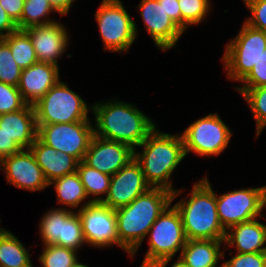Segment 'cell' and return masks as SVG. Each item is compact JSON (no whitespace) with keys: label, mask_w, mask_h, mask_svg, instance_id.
I'll return each mask as SVG.
<instances>
[{"label":"cell","mask_w":266,"mask_h":267,"mask_svg":"<svg viewBox=\"0 0 266 267\" xmlns=\"http://www.w3.org/2000/svg\"><path fill=\"white\" fill-rule=\"evenodd\" d=\"M222 240H187L177 257L186 267H222L218 260L224 257L221 251Z\"/></svg>","instance_id":"cell-22"},{"label":"cell","mask_w":266,"mask_h":267,"mask_svg":"<svg viewBox=\"0 0 266 267\" xmlns=\"http://www.w3.org/2000/svg\"><path fill=\"white\" fill-rule=\"evenodd\" d=\"M104 49L127 52L137 35L136 23L125 10L121 0H102L95 13Z\"/></svg>","instance_id":"cell-8"},{"label":"cell","mask_w":266,"mask_h":267,"mask_svg":"<svg viewBox=\"0 0 266 267\" xmlns=\"http://www.w3.org/2000/svg\"><path fill=\"white\" fill-rule=\"evenodd\" d=\"M59 80V66L38 61L22 69L17 88L26 104L33 106Z\"/></svg>","instance_id":"cell-18"},{"label":"cell","mask_w":266,"mask_h":267,"mask_svg":"<svg viewBox=\"0 0 266 267\" xmlns=\"http://www.w3.org/2000/svg\"><path fill=\"white\" fill-rule=\"evenodd\" d=\"M18 29L17 24L0 5V38Z\"/></svg>","instance_id":"cell-40"},{"label":"cell","mask_w":266,"mask_h":267,"mask_svg":"<svg viewBox=\"0 0 266 267\" xmlns=\"http://www.w3.org/2000/svg\"><path fill=\"white\" fill-rule=\"evenodd\" d=\"M33 107L37 124L89 121L88 112L92 109L60 80Z\"/></svg>","instance_id":"cell-6"},{"label":"cell","mask_w":266,"mask_h":267,"mask_svg":"<svg viewBox=\"0 0 266 267\" xmlns=\"http://www.w3.org/2000/svg\"><path fill=\"white\" fill-rule=\"evenodd\" d=\"M166 14L181 28V11L178 0H163Z\"/></svg>","instance_id":"cell-41"},{"label":"cell","mask_w":266,"mask_h":267,"mask_svg":"<svg viewBox=\"0 0 266 267\" xmlns=\"http://www.w3.org/2000/svg\"><path fill=\"white\" fill-rule=\"evenodd\" d=\"M66 29L64 24L62 25L57 21L25 29L32 40L39 62L58 66L57 59L65 53L69 43V35Z\"/></svg>","instance_id":"cell-17"},{"label":"cell","mask_w":266,"mask_h":267,"mask_svg":"<svg viewBox=\"0 0 266 267\" xmlns=\"http://www.w3.org/2000/svg\"><path fill=\"white\" fill-rule=\"evenodd\" d=\"M51 184L55 187L59 204L75 209L88 197L77 171L57 178L49 183Z\"/></svg>","instance_id":"cell-24"},{"label":"cell","mask_w":266,"mask_h":267,"mask_svg":"<svg viewBox=\"0 0 266 267\" xmlns=\"http://www.w3.org/2000/svg\"><path fill=\"white\" fill-rule=\"evenodd\" d=\"M72 267H88V265H84L82 263H80L79 261H77L74 265H72Z\"/></svg>","instance_id":"cell-44"},{"label":"cell","mask_w":266,"mask_h":267,"mask_svg":"<svg viewBox=\"0 0 266 267\" xmlns=\"http://www.w3.org/2000/svg\"><path fill=\"white\" fill-rule=\"evenodd\" d=\"M134 149V159L140 164L146 182L151 187L165 188L172 192V202L182 190L174 189L170 179L173 171L185 158L182 136L160 132L156 128Z\"/></svg>","instance_id":"cell-2"},{"label":"cell","mask_w":266,"mask_h":267,"mask_svg":"<svg viewBox=\"0 0 266 267\" xmlns=\"http://www.w3.org/2000/svg\"><path fill=\"white\" fill-rule=\"evenodd\" d=\"M22 69L15 63L8 44L0 38V82L18 86Z\"/></svg>","instance_id":"cell-33"},{"label":"cell","mask_w":266,"mask_h":267,"mask_svg":"<svg viewBox=\"0 0 266 267\" xmlns=\"http://www.w3.org/2000/svg\"><path fill=\"white\" fill-rule=\"evenodd\" d=\"M70 211L68 208H53L46 212L41 218L39 233L43 245H58L62 238L63 217Z\"/></svg>","instance_id":"cell-28"},{"label":"cell","mask_w":266,"mask_h":267,"mask_svg":"<svg viewBox=\"0 0 266 267\" xmlns=\"http://www.w3.org/2000/svg\"><path fill=\"white\" fill-rule=\"evenodd\" d=\"M0 169L5 170L7 182L16 188L33 192L44 190L49 186L29 148L4 157L0 161Z\"/></svg>","instance_id":"cell-14"},{"label":"cell","mask_w":266,"mask_h":267,"mask_svg":"<svg viewBox=\"0 0 266 267\" xmlns=\"http://www.w3.org/2000/svg\"><path fill=\"white\" fill-rule=\"evenodd\" d=\"M21 148L0 128V161L19 152Z\"/></svg>","instance_id":"cell-39"},{"label":"cell","mask_w":266,"mask_h":267,"mask_svg":"<svg viewBox=\"0 0 266 267\" xmlns=\"http://www.w3.org/2000/svg\"><path fill=\"white\" fill-rule=\"evenodd\" d=\"M25 105L16 86L0 82V115L18 111Z\"/></svg>","instance_id":"cell-34"},{"label":"cell","mask_w":266,"mask_h":267,"mask_svg":"<svg viewBox=\"0 0 266 267\" xmlns=\"http://www.w3.org/2000/svg\"><path fill=\"white\" fill-rule=\"evenodd\" d=\"M186 156L193 152L201 157L219 155L232 137V132L217 113L194 121L181 134Z\"/></svg>","instance_id":"cell-9"},{"label":"cell","mask_w":266,"mask_h":267,"mask_svg":"<svg viewBox=\"0 0 266 267\" xmlns=\"http://www.w3.org/2000/svg\"><path fill=\"white\" fill-rule=\"evenodd\" d=\"M168 205L149 229V249L140 267H165L186 244L181 215Z\"/></svg>","instance_id":"cell-5"},{"label":"cell","mask_w":266,"mask_h":267,"mask_svg":"<svg viewBox=\"0 0 266 267\" xmlns=\"http://www.w3.org/2000/svg\"><path fill=\"white\" fill-rule=\"evenodd\" d=\"M259 218L235 224L226 230L224 243L236 246L237 253L266 252V225Z\"/></svg>","instance_id":"cell-21"},{"label":"cell","mask_w":266,"mask_h":267,"mask_svg":"<svg viewBox=\"0 0 266 267\" xmlns=\"http://www.w3.org/2000/svg\"><path fill=\"white\" fill-rule=\"evenodd\" d=\"M52 11L57 12L49 0H25L21 19L16 23L17 27L25 30L32 26L51 24L56 21L47 17Z\"/></svg>","instance_id":"cell-27"},{"label":"cell","mask_w":266,"mask_h":267,"mask_svg":"<svg viewBox=\"0 0 266 267\" xmlns=\"http://www.w3.org/2000/svg\"><path fill=\"white\" fill-rule=\"evenodd\" d=\"M171 203V191L151 187L129 205L115 209L119 247L133 258L149 229Z\"/></svg>","instance_id":"cell-1"},{"label":"cell","mask_w":266,"mask_h":267,"mask_svg":"<svg viewBox=\"0 0 266 267\" xmlns=\"http://www.w3.org/2000/svg\"><path fill=\"white\" fill-rule=\"evenodd\" d=\"M181 11V29L185 32L189 25L199 24L208 16L209 0H178Z\"/></svg>","instance_id":"cell-32"},{"label":"cell","mask_w":266,"mask_h":267,"mask_svg":"<svg viewBox=\"0 0 266 267\" xmlns=\"http://www.w3.org/2000/svg\"><path fill=\"white\" fill-rule=\"evenodd\" d=\"M1 222V220H0ZM6 230L4 228H0V235H2Z\"/></svg>","instance_id":"cell-45"},{"label":"cell","mask_w":266,"mask_h":267,"mask_svg":"<svg viewBox=\"0 0 266 267\" xmlns=\"http://www.w3.org/2000/svg\"><path fill=\"white\" fill-rule=\"evenodd\" d=\"M175 207L181 215L187 240L224 241L226 230L220 223L216 207V193L207 176L195 183L189 197L175 203Z\"/></svg>","instance_id":"cell-4"},{"label":"cell","mask_w":266,"mask_h":267,"mask_svg":"<svg viewBox=\"0 0 266 267\" xmlns=\"http://www.w3.org/2000/svg\"><path fill=\"white\" fill-rule=\"evenodd\" d=\"M0 128L21 149L30 148L38 134L34 107L26 104L18 111L0 115Z\"/></svg>","instance_id":"cell-19"},{"label":"cell","mask_w":266,"mask_h":267,"mask_svg":"<svg viewBox=\"0 0 266 267\" xmlns=\"http://www.w3.org/2000/svg\"><path fill=\"white\" fill-rule=\"evenodd\" d=\"M37 137L56 151L72 155L79 162L85 157L94 136L90 121L59 124H37Z\"/></svg>","instance_id":"cell-11"},{"label":"cell","mask_w":266,"mask_h":267,"mask_svg":"<svg viewBox=\"0 0 266 267\" xmlns=\"http://www.w3.org/2000/svg\"><path fill=\"white\" fill-rule=\"evenodd\" d=\"M53 8L61 15L68 14L75 0H49Z\"/></svg>","instance_id":"cell-42"},{"label":"cell","mask_w":266,"mask_h":267,"mask_svg":"<svg viewBox=\"0 0 266 267\" xmlns=\"http://www.w3.org/2000/svg\"><path fill=\"white\" fill-rule=\"evenodd\" d=\"M76 171L85 188L87 196L93 195L95 197L91 199L93 202H101L103 196L101 197L99 195L106 194L107 196L111 176L88 166L83 160L78 163Z\"/></svg>","instance_id":"cell-26"},{"label":"cell","mask_w":266,"mask_h":267,"mask_svg":"<svg viewBox=\"0 0 266 267\" xmlns=\"http://www.w3.org/2000/svg\"><path fill=\"white\" fill-rule=\"evenodd\" d=\"M138 8L154 44L162 51L173 48L184 31L166 14L163 0H141Z\"/></svg>","instance_id":"cell-15"},{"label":"cell","mask_w":266,"mask_h":267,"mask_svg":"<svg viewBox=\"0 0 266 267\" xmlns=\"http://www.w3.org/2000/svg\"><path fill=\"white\" fill-rule=\"evenodd\" d=\"M245 98L256 122V138L266 127V85L256 88H236Z\"/></svg>","instance_id":"cell-29"},{"label":"cell","mask_w":266,"mask_h":267,"mask_svg":"<svg viewBox=\"0 0 266 267\" xmlns=\"http://www.w3.org/2000/svg\"><path fill=\"white\" fill-rule=\"evenodd\" d=\"M29 149L34 154L36 162L41 167L48 183L77 170L79 161L75 157L56 151L51 146L43 143L38 137Z\"/></svg>","instance_id":"cell-20"},{"label":"cell","mask_w":266,"mask_h":267,"mask_svg":"<svg viewBox=\"0 0 266 267\" xmlns=\"http://www.w3.org/2000/svg\"><path fill=\"white\" fill-rule=\"evenodd\" d=\"M2 39L8 44L15 63L21 69L38 62L32 40L25 30L17 29Z\"/></svg>","instance_id":"cell-25"},{"label":"cell","mask_w":266,"mask_h":267,"mask_svg":"<svg viewBox=\"0 0 266 267\" xmlns=\"http://www.w3.org/2000/svg\"><path fill=\"white\" fill-rule=\"evenodd\" d=\"M266 49V32L244 22L239 34L226 45L222 61L230 80L241 82Z\"/></svg>","instance_id":"cell-7"},{"label":"cell","mask_w":266,"mask_h":267,"mask_svg":"<svg viewBox=\"0 0 266 267\" xmlns=\"http://www.w3.org/2000/svg\"><path fill=\"white\" fill-rule=\"evenodd\" d=\"M223 267H266V252L237 253Z\"/></svg>","instance_id":"cell-35"},{"label":"cell","mask_w":266,"mask_h":267,"mask_svg":"<svg viewBox=\"0 0 266 267\" xmlns=\"http://www.w3.org/2000/svg\"><path fill=\"white\" fill-rule=\"evenodd\" d=\"M76 252L58 245H44L38 260L43 267H72L78 261Z\"/></svg>","instance_id":"cell-31"},{"label":"cell","mask_w":266,"mask_h":267,"mask_svg":"<svg viewBox=\"0 0 266 267\" xmlns=\"http://www.w3.org/2000/svg\"><path fill=\"white\" fill-rule=\"evenodd\" d=\"M251 12L245 23L257 30L266 32V0H243Z\"/></svg>","instance_id":"cell-36"},{"label":"cell","mask_w":266,"mask_h":267,"mask_svg":"<svg viewBox=\"0 0 266 267\" xmlns=\"http://www.w3.org/2000/svg\"><path fill=\"white\" fill-rule=\"evenodd\" d=\"M216 207L220 223L225 230L235 224L261 218L266 207V186L246 188L216 194Z\"/></svg>","instance_id":"cell-10"},{"label":"cell","mask_w":266,"mask_h":267,"mask_svg":"<svg viewBox=\"0 0 266 267\" xmlns=\"http://www.w3.org/2000/svg\"><path fill=\"white\" fill-rule=\"evenodd\" d=\"M241 83L242 85L236 88H256L266 85V49L260 55L256 65Z\"/></svg>","instance_id":"cell-37"},{"label":"cell","mask_w":266,"mask_h":267,"mask_svg":"<svg viewBox=\"0 0 266 267\" xmlns=\"http://www.w3.org/2000/svg\"><path fill=\"white\" fill-rule=\"evenodd\" d=\"M77 213L86 244L102 249L115 244L119 246L114 209L105 206L102 202L89 200L82 204Z\"/></svg>","instance_id":"cell-12"},{"label":"cell","mask_w":266,"mask_h":267,"mask_svg":"<svg viewBox=\"0 0 266 267\" xmlns=\"http://www.w3.org/2000/svg\"><path fill=\"white\" fill-rule=\"evenodd\" d=\"M175 261V263L171 264V267H186L180 260Z\"/></svg>","instance_id":"cell-43"},{"label":"cell","mask_w":266,"mask_h":267,"mask_svg":"<svg viewBox=\"0 0 266 267\" xmlns=\"http://www.w3.org/2000/svg\"><path fill=\"white\" fill-rule=\"evenodd\" d=\"M149 188L151 186L146 182L140 164L132 159L111 176L108 194L101 202L115 210L129 205Z\"/></svg>","instance_id":"cell-13"},{"label":"cell","mask_w":266,"mask_h":267,"mask_svg":"<svg viewBox=\"0 0 266 267\" xmlns=\"http://www.w3.org/2000/svg\"><path fill=\"white\" fill-rule=\"evenodd\" d=\"M25 0H0L1 7L17 23L21 19Z\"/></svg>","instance_id":"cell-38"},{"label":"cell","mask_w":266,"mask_h":267,"mask_svg":"<svg viewBox=\"0 0 266 267\" xmlns=\"http://www.w3.org/2000/svg\"><path fill=\"white\" fill-rule=\"evenodd\" d=\"M134 159V149L125 143L93 136L83 161L112 176Z\"/></svg>","instance_id":"cell-16"},{"label":"cell","mask_w":266,"mask_h":267,"mask_svg":"<svg viewBox=\"0 0 266 267\" xmlns=\"http://www.w3.org/2000/svg\"><path fill=\"white\" fill-rule=\"evenodd\" d=\"M116 101L91 106L95 116L94 135L136 149L157 128L156 124L135 105Z\"/></svg>","instance_id":"cell-3"},{"label":"cell","mask_w":266,"mask_h":267,"mask_svg":"<svg viewBox=\"0 0 266 267\" xmlns=\"http://www.w3.org/2000/svg\"><path fill=\"white\" fill-rule=\"evenodd\" d=\"M83 245H86V242L80 218L77 212L70 209L63 217L62 238H59V246L77 251Z\"/></svg>","instance_id":"cell-30"},{"label":"cell","mask_w":266,"mask_h":267,"mask_svg":"<svg viewBox=\"0 0 266 267\" xmlns=\"http://www.w3.org/2000/svg\"><path fill=\"white\" fill-rule=\"evenodd\" d=\"M28 252L23 243L9 230L0 235V267L31 266Z\"/></svg>","instance_id":"cell-23"}]
</instances>
